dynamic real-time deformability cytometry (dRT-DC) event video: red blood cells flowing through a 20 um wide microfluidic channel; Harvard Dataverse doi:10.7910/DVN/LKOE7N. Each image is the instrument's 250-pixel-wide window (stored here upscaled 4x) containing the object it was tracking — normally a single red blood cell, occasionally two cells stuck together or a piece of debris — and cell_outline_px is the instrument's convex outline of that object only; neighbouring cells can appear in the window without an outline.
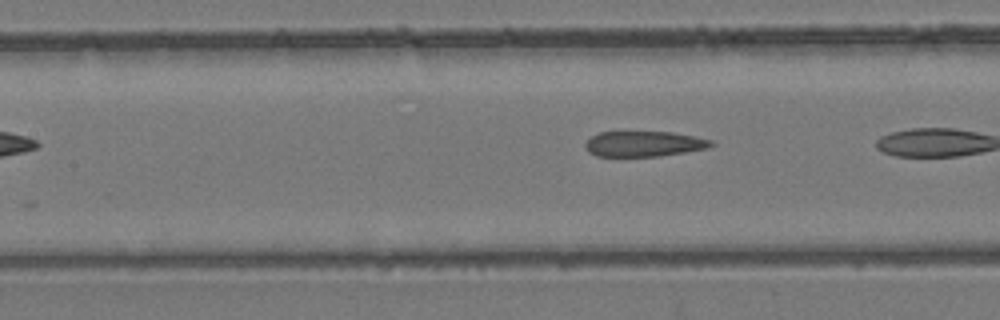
{"species": "common noctule bat (a hibernating species)", "species_latin": "Nyctalus noctula", "temperature_condition": "room temperature", "stored_images_in_passage": 9, "camera_frame_rate_fps": 3000, "um_per_image_px": 0.085, "animal": {"sex": "female", "body_mass_g": 24.6, "forearm_length_mm": 56.2}, "frame": {"image": 1, "passage_image": 4, "time_ms": 3.667, "image_size_px": [1000, 320], "cell_outline_px": [[716, 144], [708, 148], [660, 156], [596, 156], [588, 152], [584, 144], [592, 136], [600, 132], [672, 132], [696, 136], [712, 140]], "centroid_in_image_um": [54.76, 12.22], "position_along_channel_um": 152.6, "area_um2": 18.67}}
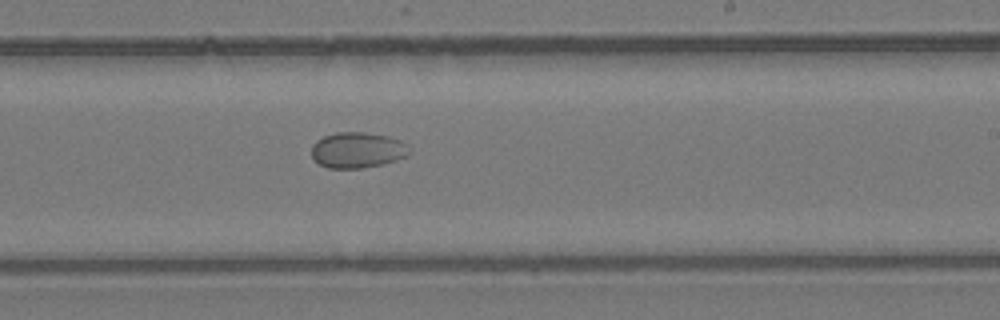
{"frame": {"image": 2, "passage_image": 9, "time_ms": 10.667, "image_size_px": [1000, 320], "cell_outline_px": [[408, 156], [384, 164], [360, 168], [328, 168], [320, 164], [312, 156], [312, 144], [316, 140], [324, 136], [336, 132], [364, 132], [388, 136], [400, 140], [404, 144], [408, 152]], "centroid_in_image_um": [30.35, 12.75], "position_along_channel_um": 258.6, "area_um2": 20.23}}